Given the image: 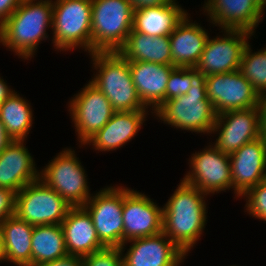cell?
<instances>
[{
    "instance_id": "cell-1",
    "label": "cell",
    "mask_w": 266,
    "mask_h": 266,
    "mask_svg": "<svg viewBox=\"0 0 266 266\" xmlns=\"http://www.w3.org/2000/svg\"><path fill=\"white\" fill-rule=\"evenodd\" d=\"M205 193L181 180L163 207V233L185 254L199 240L206 224Z\"/></svg>"
},
{
    "instance_id": "cell-2",
    "label": "cell",
    "mask_w": 266,
    "mask_h": 266,
    "mask_svg": "<svg viewBox=\"0 0 266 266\" xmlns=\"http://www.w3.org/2000/svg\"><path fill=\"white\" fill-rule=\"evenodd\" d=\"M52 18V0H23L0 28V43L23 59L31 58L39 43L48 38Z\"/></svg>"
},
{
    "instance_id": "cell-3",
    "label": "cell",
    "mask_w": 266,
    "mask_h": 266,
    "mask_svg": "<svg viewBox=\"0 0 266 266\" xmlns=\"http://www.w3.org/2000/svg\"><path fill=\"white\" fill-rule=\"evenodd\" d=\"M168 125L197 133H210L217 114L207 98L206 76L191 68V88L185 95L166 100L152 114Z\"/></svg>"
},
{
    "instance_id": "cell-4",
    "label": "cell",
    "mask_w": 266,
    "mask_h": 266,
    "mask_svg": "<svg viewBox=\"0 0 266 266\" xmlns=\"http://www.w3.org/2000/svg\"><path fill=\"white\" fill-rule=\"evenodd\" d=\"M89 55L98 71L90 82L108 98L115 111L147 110L133 84L129 61L119 52Z\"/></svg>"
},
{
    "instance_id": "cell-5",
    "label": "cell",
    "mask_w": 266,
    "mask_h": 266,
    "mask_svg": "<svg viewBox=\"0 0 266 266\" xmlns=\"http://www.w3.org/2000/svg\"><path fill=\"white\" fill-rule=\"evenodd\" d=\"M133 28L128 0H92V53L118 52Z\"/></svg>"
},
{
    "instance_id": "cell-6",
    "label": "cell",
    "mask_w": 266,
    "mask_h": 266,
    "mask_svg": "<svg viewBox=\"0 0 266 266\" xmlns=\"http://www.w3.org/2000/svg\"><path fill=\"white\" fill-rule=\"evenodd\" d=\"M92 0L53 1V46L60 51L76 47L92 53Z\"/></svg>"
},
{
    "instance_id": "cell-7",
    "label": "cell",
    "mask_w": 266,
    "mask_h": 266,
    "mask_svg": "<svg viewBox=\"0 0 266 266\" xmlns=\"http://www.w3.org/2000/svg\"><path fill=\"white\" fill-rule=\"evenodd\" d=\"M78 159L75 151L67 148L40 172V180L60 194L70 207H82L92 196Z\"/></svg>"
},
{
    "instance_id": "cell-8",
    "label": "cell",
    "mask_w": 266,
    "mask_h": 266,
    "mask_svg": "<svg viewBox=\"0 0 266 266\" xmlns=\"http://www.w3.org/2000/svg\"><path fill=\"white\" fill-rule=\"evenodd\" d=\"M70 208L60 194L40 179L16 193L15 215L33 226L61 225Z\"/></svg>"
},
{
    "instance_id": "cell-9",
    "label": "cell",
    "mask_w": 266,
    "mask_h": 266,
    "mask_svg": "<svg viewBox=\"0 0 266 266\" xmlns=\"http://www.w3.org/2000/svg\"><path fill=\"white\" fill-rule=\"evenodd\" d=\"M116 187L100 190L82 206L91 216L98 238L106 247H120L124 243L123 188Z\"/></svg>"
},
{
    "instance_id": "cell-10",
    "label": "cell",
    "mask_w": 266,
    "mask_h": 266,
    "mask_svg": "<svg viewBox=\"0 0 266 266\" xmlns=\"http://www.w3.org/2000/svg\"><path fill=\"white\" fill-rule=\"evenodd\" d=\"M69 103L70 116L81 145H86L115 113L108 98L90 81Z\"/></svg>"
},
{
    "instance_id": "cell-11",
    "label": "cell",
    "mask_w": 266,
    "mask_h": 266,
    "mask_svg": "<svg viewBox=\"0 0 266 266\" xmlns=\"http://www.w3.org/2000/svg\"><path fill=\"white\" fill-rule=\"evenodd\" d=\"M206 91L217 115L259 106V93L239 70L206 76Z\"/></svg>"
},
{
    "instance_id": "cell-12",
    "label": "cell",
    "mask_w": 266,
    "mask_h": 266,
    "mask_svg": "<svg viewBox=\"0 0 266 266\" xmlns=\"http://www.w3.org/2000/svg\"><path fill=\"white\" fill-rule=\"evenodd\" d=\"M209 147V148H208ZM191 156L190 168L183 181L195 186L203 193L215 194L232 189L229 155L210 145Z\"/></svg>"
},
{
    "instance_id": "cell-13",
    "label": "cell",
    "mask_w": 266,
    "mask_h": 266,
    "mask_svg": "<svg viewBox=\"0 0 266 266\" xmlns=\"http://www.w3.org/2000/svg\"><path fill=\"white\" fill-rule=\"evenodd\" d=\"M224 37L208 38L194 67L205 76L239 70L242 54L252 33L240 29H224Z\"/></svg>"
},
{
    "instance_id": "cell-14",
    "label": "cell",
    "mask_w": 266,
    "mask_h": 266,
    "mask_svg": "<svg viewBox=\"0 0 266 266\" xmlns=\"http://www.w3.org/2000/svg\"><path fill=\"white\" fill-rule=\"evenodd\" d=\"M212 132L219 133L214 146L224 154H233L244 144L261 137L259 106L218 114Z\"/></svg>"
},
{
    "instance_id": "cell-15",
    "label": "cell",
    "mask_w": 266,
    "mask_h": 266,
    "mask_svg": "<svg viewBox=\"0 0 266 266\" xmlns=\"http://www.w3.org/2000/svg\"><path fill=\"white\" fill-rule=\"evenodd\" d=\"M124 243L153 236L163 231V208L135 190L123 187Z\"/></svg>"
},
{
    "instance_id": "cell-16",
    "label": "cell",
    "mask_w": 266,
    "mask_h": 266,
    "mask_svg": "<svg viewBox=\"0 0 266 266\" xmlns=\"http://www.w3.org/2000/svg\"><path fill=\"white\" fill-rule=\"evenodd\" d=\"M232 188L237 197L266 180V141L261 136L229 155Z\"/></svg>"
},
{
    "instance_id": "cell-17",
    "label": "cell",
    "mask_w": 266,
    "mask_h": 266,
    "mask_svg": "<svg viewBox=\"0 0 266 266\" xmlns=\"http://www.w3.org/2000/svg\"><path fill=\"white\" fill-rule=\"evenodd\" d=\"M127 242L132 245L125 255L126 248L119 247L123 266H179L186 257L163 232Z\"/></svg>"
},
{
    "instance_id": "cell-18",
    "label": "cell",
    "mask_w": 266,
    "mask_h": 266,
    "mask_svg": "<svg viewBox=\"0 0 266 266\" xmlns=\"http://www.w3.org/2000/svg\"><path fill=\"white\" fill-rule=\"evenodd\" d=\"M203 6L210 21L222 30L240 29L253 34L264 15L250 0H207Z\"/></svg>"
},
{
    "instance_id": "cell-19",
    "label": "cell",
    "mask_w": 266,
    "mask_h": 266,
    "mask_svg": "<svg viewBox=\"0 0 266 266\" xmlns=\"http://www.w3.org/2000/svg\"><path fill=\"white\" fill-rule=\"evenodd\" d=\"M23 143L24 140H13L0 154V187L15 193L40 179L33 157Z\"/></svg>"
},
{
    "instance_id": "cell-20",
    "label": "cell",
    "mask_w": 266,
    "mask_h": 266,
    "mask_svg": "<svg viewBox=\"0 0 266 266\" xmlns=\"http://www.w3.org/2000/svg\"><path fill=\"white\" fill-rule=\"evenodd\" d=\"M173 67L146 61H129L133 84L146 108L150 106L155 112L166 101V87Z\"/></svg>"
},
{
    "instance_id": "cell-21",
    "label": "cell",
    "mask_w": 266,
    "mask_h": 266,
    "mask_svg": "<svg viewBox=\"0 0 266 266\" xmlns=\"http://www.w3.org/2000/svg\"><path fill=\"white\" fill-rule=\"evenodd\" d=\"M61 226L68 255L84 257L106 248L98 238L91 216L83 207H71Z\"/></svg>"
},
{
    "instance_id": "cell-22",
    "label": "cell",
    "mask_w": 266,
    "mask_h": 266,
    "mask_svg": "<svg viewBox=\"0 0 266 266\" xmlns=\"http://www.w3.org/2000/svg\"><path fill=\"white\" fill-rule=\"evenodd\" d=\"M147 110L115 111L108 123L86 144L95 150L112 151L132 140L145 121Z\"/></svg>"
},
{
    "instance_id": "cell-23",
    "label": "cell",
    "mask_w": 266,
    "mask_h": 266,
    "mask_svg": "<svg viewBox=\"0 0 266 266\" xmlns=\"http://www.w3.org/2000/svg\"><path fill=\"white\" fill-rule=\"evenodd\" d=\"M188 18L186 15L169 35L172 65L175 67L194 68L209 38L201 25L190 22Z\"/></svg>"
},
{
    "instance_id": "cell-24",
    "label": "cell",
    "mask_w": 266,
    "mask_h": 266,
    "mask_svg": "<svg viewBox=\"0 0 266 266\" xmlns=\"http://www.w3.org/2000/svg\"><path fill=\"white\" fill-rule=\"evenodd\" d=\"M176 0L161 6L133 10V30L149 36H169L188 15Z\"/></svg>"
},
{
    "instance_id": "cell-25",
    "label": "cell",
    "mask_w": 266,
    "mask_h": 266,
    "mask_svg": "<svg viewBox=\"0 0 266 266\" xmlns=\"http://www.w3.org/2000/svg\"><path fill=\"white\" fill-rule=\"evenodd\" d=\"M33 225L20 219L17 215L6 218L0 224L4 260L17 266H32Z\"/></svg>"
},
{
    "instance_id": "cell-26",
    "label": "cell",
    "mask_w": 266,
    "mask_h": 266,
    "mask_svg": "<svg viewBox=\"0 0 266 266\" xmlns=\"http://www.w3.org/2000/svg\"><path fill=\"white\" fill-rule=\"evenodd\" d=\"M127 61H146L172 65L169 36H149L133 29L118 51Z\"/></svg>"
},
{
    "instance_id": "cell-27",
    "label": "cell",
    "mask_w": 266,
    "mask_h": 266,
    "mask_svg": "<svg viewBox=\"0 0 266 266\" xmlns=\"http://www.w3.org/2000/svg\"><path fill=\"white\" fill-rule=\"evenodd\" d=\"M64 232L61 225L47 224L33 227L32 266L67 256Z\"/></svg>"
},
{
    "instance_id": "cell-28",
    "label": "cell",
    "mask_w": 266,
    "mask_h": 266,
    "mask_svg": "<svg viewBox=\"0 0 266 266\" xmlns=\"http://www.w3.org/2000/svg\"><path fill=\"white\" fill-rule=\"evenodd\" d=\"M27 102L14 92L0 105V120L13 140H25L30 133L33 113Z\"/></svg>"
},
{
    "instance_id": "cell-29",
    "label": "cell",
    "mask_w": 266,
    "mask_h": 266,
    "mask_svg": "<svg viewBox=\"0 0 266 266\" xmlns=\"http://www.w3.org/2000/svg\"><path fill=\"white\" fill-rule=\"evenodd\" d=\"M249 43L244 48L239 71L259 95L266 93V48L251 52Z\"/></svg>"
},
{
    "instance_id": "cell-30",
    "label": "cell",
    "mask_w": 266,
    "mask_h": 266,
    "mask_svg": "<svg viewBox=\"0 0 266 266\" xmlns=\"http://www.w3.org/2000/svg\"><path fill=\"white\" fill-rule=\"evenodd\" d=\"M190 88L191 68L174 66L166 87V100L185 95Z\"/></svg>"
},
{
    "instance_id": "cell-31",
    "label": "cell",
    "mask_w": 266,
    "mask_h": 266,
    "mask_svg": "<svg viewBox=\"0 0 266 266\" xmlns=\"http://www.w3.org/2000/svg\"><path fill=\"white\" fill-rule=\"evenodd\" d=\"M249 215L266 221V180L250 188L244 195Z\"/></svg>"
},
{
    "instance_id": "cell-32",
    "label": "cell",
    "mask_w": 266,
    "mask_h": 266,
    "mask_svg": "<svg viewBox=\"0 0 266 266\" xmlns=\"http://www.w3.org/2000/svg\"><path fill=\"white\" fill-rule=\"evenodd\" d=\"M83 266H123L119 247H106L100 251L82 257Z\"/></svg>"
},
{
    "instance_id": "cell-33",
    "label": "cell",
    "mask_w": 266,
    "mask_h": 266,
    "mask_svg": "<svg viewBox=\"0 0 266 266\" xmlns=\"http://www.w3.org/2000/svg\"><path fill=\"white\" fill-rule=\"evenodd\" d=\"M16 193L8 188L0 187V224L15 214Z\"/></svg>"
},
{
    "instance_id": "cell-34",
    "label": "cell",
    "mask_w": 266,
    "mask_h": 266,
    "mask_svg": "<svg viewBox=\"0 0 266 266\" xmlns=\"http://www.w3.org/2000/svg\"><path fill=\"white\" fill-rule=\"evenodd\" d=\"M23 0H0V28L5 21L16 11Z\"/></svg>"
},
{
    "instance_id": "cell-35",
    "label": "cell",
    "mask_w": 266,
    "mask_h": 266,
    "mask_svg": "<svg viewBox=\"0 0 266 266\" xmlns=\"http://www.w3.org/2000/svg\"><path fill=\"white\" fill-rule=\"evenodd\" d=\"M40 266H83L82 257L67 255L58 260L48 261Z\"/></svg>"
},
{
    "instance_id": "cell-36",
    "label": "cell",
    "mask_w": 266,
    "mask_h": 266,
    "mask_svg": "<svg viewBox=\"0 0 266 266\" xmlns=\"http://www.w3.org/2000/svg\"><path fill=\"white\" fill-rule=\"evenodd\" d=\"M133 10L141 9L144 7L161 6L170 3L172 0H128Z\"/></svg>"
},
{
    "instance_id": "cell-37",
    "label": "cell",
    "mask_w": 266,
    "mask_h": 266,
    "mask_svg": "<svg viewBox=\"0 0 266 266\" xmlns=\"http://www.w3.org/2000/svg\"><path fill=\"white\" fill-rule=\"evenodd\" d=\"M260 122H261V136L266 141V93L260 95Z\"/></svg>"
},
{
    "instance_id": "cell-38",
    "label": "cell",
    "mask_w": 266,
    "mask_h": 266,
    "mask_svg": "<svg viewBox=\"0 0 266 266\" xmlns=\"http://www.w3.org/2000/svg\"><path fill=\"white\" fill-rule=\"evenodd\" d=\"M13 141L7 134L4 124L0 120V154Z\"/></svg>"
},
{
    "instance_id": "cell-39",
    "label": "cell",
    "mask_w": 266,
    "mask_h": 266,
    "mask_svg": "<svg viewBox=\"0 0 266 266\" xmlns=\"http://www.w3.org/2000/svg\"><path fill=\"white\" fill-rule=\"evenodd\" d=\"M7 83L4 82V79L0 78V105L12 94L15 90L9 89L6 85Z\"/></svg>"
},
{
    "instance_id": "cell-40",
    "label": "cell",
    "mask_w": 266,
    "mask_h": 266,
    "mask_svg": "<svg viewBox=\"0 0 266 266\" xmlns=\"http://www.w3.org/2000/svg\"><path fill=\"white\" fill-rule=\"evenodd\" d=\"M252 1L263 13L265 12L266 0H250Z\"/></svg>"
},
{
    "instance_id": "cell-41",
    "label": "cell",
    "mask_w": 266,
    "mask_h": 266,
    "mask_svg": "<svg viewBox=\"0 0 266 266\" xmlns=\"http://www.w3.org/2000/svg\"><path fill=\"white\" fill-rule=\"evenodd\" d=\"M4 260V251H3V243H2V235L0 230V263Z\"/></svg>"
}]
</instances>
